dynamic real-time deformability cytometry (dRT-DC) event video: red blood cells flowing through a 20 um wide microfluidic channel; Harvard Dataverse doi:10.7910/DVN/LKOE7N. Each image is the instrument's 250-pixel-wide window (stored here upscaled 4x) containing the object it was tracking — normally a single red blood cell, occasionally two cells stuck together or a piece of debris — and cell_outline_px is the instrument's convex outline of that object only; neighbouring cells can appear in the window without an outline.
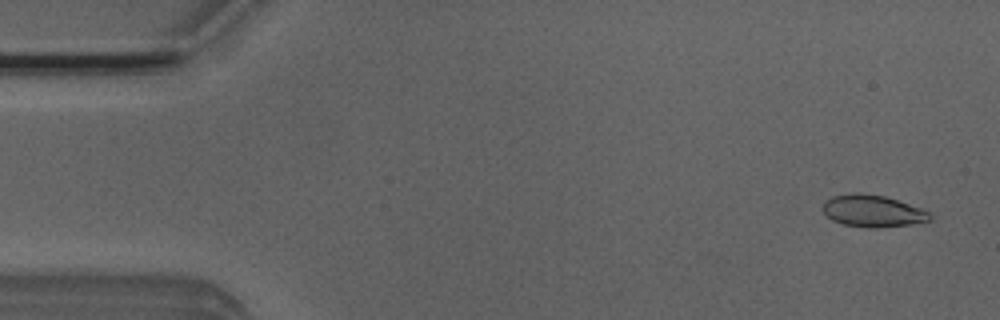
{"species": "Egyptian fruit bat (a non-hibernating species)", "species_latin": "Rousettus aegyptiacus", "temperature_condition": "room temperature", "stored_images_in_passage": 4, "camera_frame_rate_fps": 3000, "um_per_image_px": 0.085, "animal": {"sex": "male"}, "frame": {"image": 1, "passage_image": 1, "time_ms": 0.0, "image_size_px": [1000, 320], "cell_outline_px": [[932, 220], [908, 224], [876, 228], [868, 228], [844, 224], [832, 220], [824, 212], [824, 200], [832, 196], [852, 192], [860, 192], [884, 196], [920, 208], [928, 212], [932, 216]], "centroid_in_image_um": [74.15, 17.92], "position_along_channel_um": 10.9, "area_um2": 19.77}}
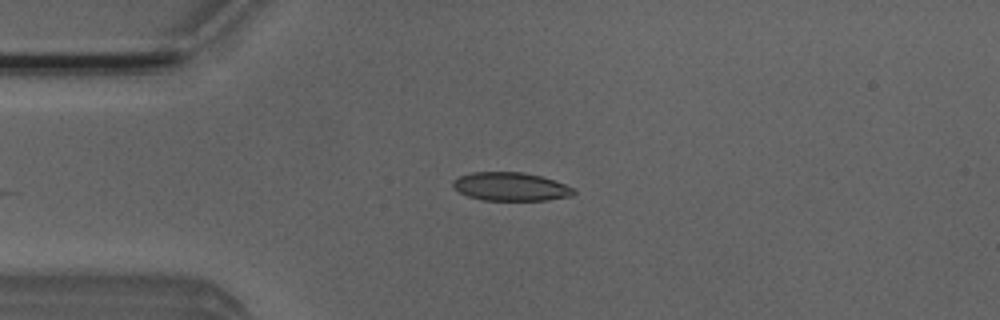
{"frame": {"image": 2, "passage_image": 4, "time_ms": 1.0, "image_size_px": [1000, 320], "cell_outline_px": [[576, 192], [572, 196], [548, 200], [484, 200], [468, 196], [452, 188], [452, 180], [460, 176], [472, 172], [524, 172], [540, 176], [576, 188]], "centroid_in_image_um": [43.41, 15.86], "position_along_channel_um": 41.6, "area_um2": 20.06}}